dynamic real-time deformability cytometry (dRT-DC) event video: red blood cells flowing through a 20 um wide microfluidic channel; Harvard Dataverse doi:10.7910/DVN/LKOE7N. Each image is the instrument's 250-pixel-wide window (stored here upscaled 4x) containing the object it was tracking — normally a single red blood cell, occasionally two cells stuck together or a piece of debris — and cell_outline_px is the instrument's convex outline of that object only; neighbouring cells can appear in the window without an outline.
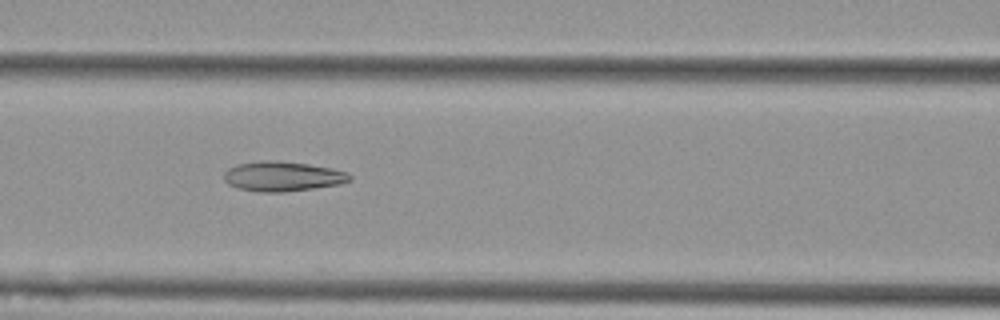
{"species": "Egyptian fruit bat (a non-hibernating species)", "species_latin": "Rousettus aegyptiacus", "temperature_condition": "cold", "stored_images_in_passage": 33, "camera_frame_rate_fps": 3000, "um_per_image_px": 0.085, "animal": {"sex": "female"}, "frame": {"image": 1, "passage_image": 10, "time_ms": 3.0, "image_size_px": [1000, 320], "cell_outline_px": [[352, 180], [340, 184], [312, 188], [280, 192], [260, 192], [240, 188], [228, 184], [224, 180], [224, 172], [228, 168], [236, 164], [260, 160], [276, 160], [308, 164], [332, 168], [348, 172], [352, 176]], "centroid_in_image_um": [24.02, 14.97], "position_along_channel_um": 142.6, "area_um2": 21.91}}
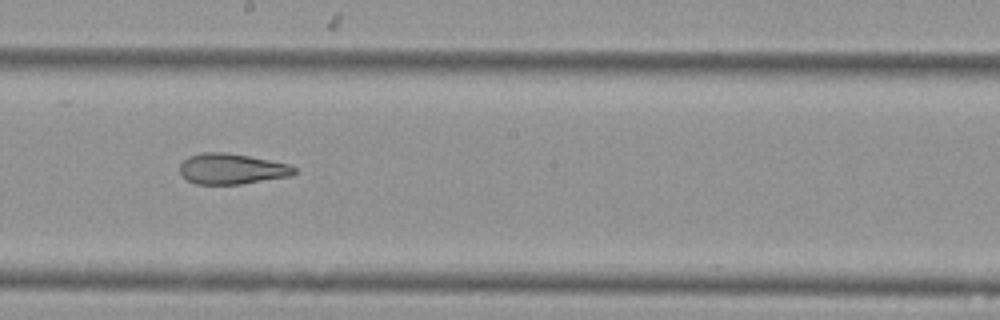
{"frame": {"image": 2, "passage_image": 17, "time_ms": 5.333, "image_size_px": [1000, 320], "cell_outline_px": [[296, 172], [288, 176], [240, 184], [196, 184], [180, 176], [180, 164], [188, 156], [200, 152], [224, 152], [248, 156], [288, 164], [296, 168]], "centroid_in_image_um": [19.63, 14.35], "position_along_channel_um": 228.6, "area_um2": 20.29}}
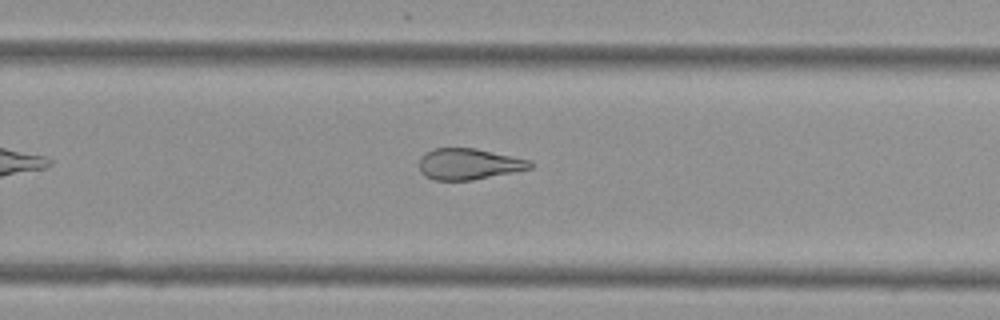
{"frame": {"image": 3, "passage_image": 22, "time_ms": 7.0, "image_size_px": [1000, 320], "cell_outline_px": [[532, 168], [472, 180], [436, 180], [420, 172], [420, 156], [432, 148], [476, 148], [512, 156], [528, 160], [532, 164]], "centroid_in_image_um": [39.82, 13.93], "position_along_channel_um": 290.0, "area_um2": 19.88}, "authors_computed_cell_mechanics": {"area_um2": 21.5016, "velocity_mm_per_s": 3.7002, "shape_relaxation_time_tau1_ms": 10.8127, "shape_relaxation_time_tau2_ms": 3.0862, "deformation_change_tau1": 0.2374, "deformation_change_tau2": 0.1197}}